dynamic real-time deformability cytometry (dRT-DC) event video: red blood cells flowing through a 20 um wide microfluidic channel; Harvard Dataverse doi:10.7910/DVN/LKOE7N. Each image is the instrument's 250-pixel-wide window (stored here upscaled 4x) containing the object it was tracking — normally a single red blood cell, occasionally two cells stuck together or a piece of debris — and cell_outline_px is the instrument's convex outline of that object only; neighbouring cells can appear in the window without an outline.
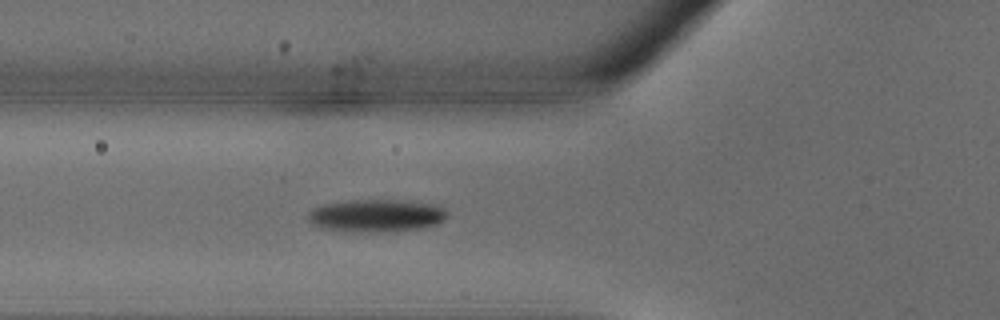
{"species": "common noctule bat (a hibernating species)", "species_latin": "Nyctalus noctula", "temperature_condition": "warm", "stored_images_in_passage": 26, "camera_frame_rate_fps": 3000, "um_per_image_px": 0.085, "animal": {"sex": "male", "body_mass_g": 18.8}, "frame": {"image": 1, "passage_image": 5, "time_ms": 1.333, "image_size_px": [1000, 320], "cell_outline_px": [[448, 212], [444, 220], [436, 224], [420, 228], [388, 232], [376, 232], [320, 228], [312, 224], [308, 220], [308, 212], [312, 208], [324, 204], [348, 200], [400, 200], [436, 204], [444, 208]], "centroid_in_image_um": [31.99, 18.31], "position_along_channel_um": 93.8, "area_um2": 26.41}}
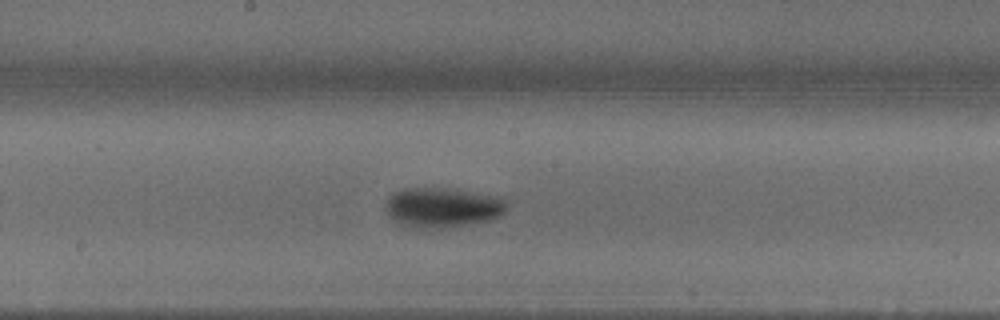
{"frame": {"image": 2, "passage_image": 11, "time_ms": 3.333, "image_size_px": [1000, 320], "cell_outline_px": [[504, 212], [500, 216], [488, 220], [444, 228], [416, 228], [404, 224], [388, 216], [384, 208], [384, 204], [388, 196], [404, 188], [444, 188], [500, 196], [504, 200]], "centroid_in_image_um": [37.56, 17.62], "position_along_channel_um": 210.6, "area_um2": 27.86}}
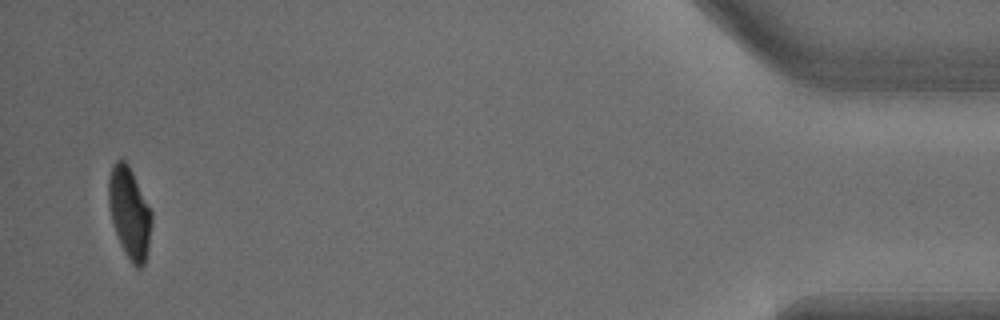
{"frame": {"image": 3, "passage_image": 26, "time_ms": 8.333, "image_size_px": [1000, 320], "cell_outline_px": [[152, 224], [148, 248], [144, 264], [140, 268], [136, 268], [132, 264], [124, 252], [120, 244], [112, 220], [108, 204], [108, 180], [112, 164], [116, 160], [124, 160], [128, 164], [152, 212]], "centroid_in_image_um": [11.0, 18.09], "position_along_channel_um": 424.2, "area_um2": 22.77}}